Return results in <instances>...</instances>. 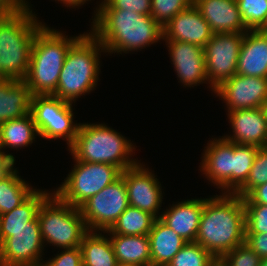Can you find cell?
I'll list each match as a JSON object with an SVG mask.
<instances>
[{
	"label": "cell",
	"mask_w": 267,
	"mask_h": 266,
	"mask_svg": "<svg viewBox=\"0 0 267 266\" xmlns=\"http://www.w3.org/2000/svg\"><path fill=\"white\" fill-rule=\"evenodd\" d=\"M93 16L90 32L110 55L134 53L163 41V27L151 16L121 9H96Z\"/></svg>",
	"instance_id": "6da1fadb"
},
{
	"label": "cell",
	"mask_w": 267,
	"mask_h": 266,
	"mask_svg": "<svg viewBox=\"0 0 267 266\" xmlns=\"http://www.w3.org/2000/svg\"><path fill=\"white\" fill-rule=\"evenodd\" d=\"M245 207L243 198L230 193L205 198L195 242L217 260L244 243Z\"/></svg>",
	"instance_id": "7a4b0ae2"
},
{
	"label": "cell",
	"mask_w": 267,
	"mask_h": 266,
	"mask_svg": "<svg viewBox=\"0 0 267 266\" xmlns=\"http://www.w3.org/2000/svg\"><path fill=\"white\" fill-rule=\"evenodd\" d=\"M106 51L91 33L84 32L69 48L54 96L75 103L78 98L90 94L97 87L101 53Z\"/></svg>",
	"instance_id": "3957f363"
},
{
	"label": "cell",
	"mask_w": 267,
	"mask_h": 266,
	"mask_svg": "<svg viewBox=\"0 0 267 266\" xmlns=\"http://www.w3.org/2000/svg\"><path fill=\"white\" fill-rule=\"evenodd\" d=\"M36 15L31 8L0 13V79L26 78L34 38L45 24Z\"/></svg>",
	"instance_id": "277c9868"
},
{
	"label": "cell",
	"mask_w": 267,
	"mask_h": 266,
	"mask_svg": "<svg viewBox=\"0 0 267 266\" xmlns=\"http://www.w3.org/2000/svg\"><path fill=\"white\" fill-rule=\"evenodd\" d=\"M64 35L43 25L34 38L28 73L24 79L33 95H53L70 46L81 36Z\"/></svg>",
	"instance_id": "5b68a950"
},
{
	"label": "cell",
	"mask_w": 267,
	"mask_h": 266,
	"mask_svg": "<svg viewBox=\"0 0 267 266\" xmlns=\"http://www.w3.org/2000/svg\"><path fill=\"white\" fill-rule=\"evenodd\" d=\"M133 144L105 123L83 122L68 151L77 161L112 164L123 172L139 162L132 157L136 150Z\"/></svg>",
	"instance_id": "8992f818"
},
{
	"label": "cell",
	"mask_w": 267,
	"mask_h": 266,
	"mask_svg": "<svg viewBox=\"0 0 267 266\" xmlns=\"http://www.w3.org/2000/svg\"><path fill=\"white\" fill-rule=\"evenodd\" d=\"M37 219L45 246L59 250L79 247L89 232L80 208L63 202L54 192L42 202Z\"/></svg>",
	"instance_id": "52a82bcc"
},
{
	"label": "cell",
	"mask_w": 267,
	"mask_h": 266,
	"mask_svg": "<svg viewBox=\"0 0 267 266\" xmlns=\"http://www.w3.org/2000/svg\"><path fill=\"white\" fill-rule=\"evenodd\" d=\"M75 161L73 168L54 193L65 203L79 208L90 197L99 193L104 187L113 183L122 171L112 165L104 163H87Z\"/></svg>",
	"instance_id": "ba28073f"
},
{
	"label": "cell",
	"mask_w": 267,
	"mask_h": 266,
	"mask_svg": "<svg viewBox=\"0 0 267 266\" xmlns=\"http://www.w3.org/2000/svg\"><path fill=\"white\" fill-rule=\"evenodd\" d=\"M73 103L54 95H33L30 113L40 138L65 140L69 148L75 141L80 123H75Z\"/></svg>",
	"instance_id": "9c48e42d"
},
{
	"label": "cell",
	"mask_w": 267,
	"mask_h": 266,
	"mask_svg": "<svg viewBox=\"0 0 267 266\" xmlns=\"http://www.w3.org/2000/svg\"><path fill=\"white\" fill-rule=\"evenodd\" d=\"M129 206L125 181L120 176L79 208L89 231L109 230Z\"/></svg>",
	"instance_id": "30bf717a"
},
{
	"label": "cell",
	"mask_w": 267,
	"mask_h": 266,
	"mask_svg": "<svg viewBox=\"0 0 267 266\" xmlns=\"http://www.w3.org/2000/svg\"><path fill=\"white\" fill-rule=\"evenodd\" d=\"M243 38L244 33L213 34L204 46L208 85L213 93L236 74Z\"/></svg>",
	"instance_id": "8fae6325"
},
{
	"label": "cell",
	"mask_w": 267,
	"mask_h": 266,
	"mask_svg": "<svg viewBox=\"0 0 267 266\" xmlns=\"http://www.w3.org/2000/svg\"><path fill=\"white\" fill-rule=\"evenodd\" d=\"M1 266H32L42 264L45 244L40 227L0 230Z\"/></svg>",
	"instance_id": "7c38bea8"
},
{
	"label": "cell",
	"mask_w": 267,
	"mask_h": 266,
	"mask_svg": "<svg viewBox=\"0 0 267 266\" xmlns=\"http://www.w3.org/2000/svg\"><path fill=\"white\" fill-rule=\"evenodd\" d=\"M121 176L125 181L129 205L160 218L164 194L153 171L139 160L135 166L125 169Z\"/></svg>",
	"instance_id": "4fadbf2b"
},
{
	"label": "cell",
	"mask_w": 267,
	"mask_h": 266,
	"mask_svg": "<svg viewBox=\"0 0 267 266\" xmlns=\"http://www.w3.org/2000/svg\"><path fill=\"white\" fill-rule=\"evenodd\" d=\"M228 111L264 107L267 101V78L235 74L214 90Z\"/></svg>",
	"instance_id": "5bb4252c"
},
{
	"label": "cell",
	"mask_w": 267,
	"mask_h": 266,
	"mask_svg": "<svg viewBox=\"0 0 267 266\" xmlns=\"http://www.w3.org/2000/svg\"><path fill=\"white\" fill-rule=\"evenodd\" d=\"M220 137L204 147L199 170L221 193L233 194V142Z\"/></svg>",
	"instance_id": "9a60e30c"
},
{
	"label": "cell",
	"mask_w": 267,
	"mask_h": 266,
	"mask_svg": "<svg viewBox=\"0 0 267 266\" xmlns=\"http://www.w3.org/2000/svg\"><path fill=\"white\" fill-rule=\"evenodd\" d=\"M177 78L184 87L208 84L204 48L187 42L164 40Z\"/></svg>",
	"instance_id": "2e32d148"
},
{
	"label": "cell",
	"mask_w": 267,
	"mask_h": 266,
	"mask_svg": "<svg viewBox=\"0 0 267 266\" xmlns=\"http://www.w3.org/2000/svg\"><path fill=\"white\" fill-rule=\"evenodd\" d=\"M233 134L223 135L226 140L259 148L267 144V115L264 107L228 111Z\"/></svg>",
	"instance_id": "e0dca14e"
},
{
	"label": "cell",
	"mask_w": 267,
	"mask_h": 266,
	"mask_svg": "<svg viewBox=\"0 0 267 266\" xmlns=\"http://www.w3.org/2000/svg\"><path fill=\"white\" fill-rule=\"evenodd\" d=\"M212 35L213 31L194 4L178 13L163 27V40L182 41L203 48Z\"/></svg>",
	"instance_id": "ac0fdd59"
},
{
	"label": "cell",
	"mask_w": 267,
	"mask_h": 266,
	"mask_svg": "<svg viewBox=\"0 0 267 266\" xmlns=\"http://www.w3.org/2000/svg\"><path fill=\"white\" fill-rule=\"evenodd\" d=\"M213 34L246 33L236 0H193Z\"/></svg>",
	"instance_id": "d6986e66"
},
{
	"label": "cell",
	"mask_w": 267,
	"mask_h": 266,
	"mask_svg": "<svg viewBox=\"0 0 267 266\" xmlns=\"http://www.w3.org/2000/svg\"><path fill=\"white\" fill-rule=\"evenodd\" d=\"M205 198H191L166 207L160 220L187 242H195Z\"/></svg>",
	"instance_id": "ffe728a7"
},
{
	"label": "cell",
	"mask_w": 267,
	"mask_h": 266,
	"mask_svg": "<svg viewBox=\"0 0 267 266\" xmlns=\"http://www.w3.org/2000/svg\"><path fill=\"white\" fill-rule=\"evenodd\" d=\"M236 74L267 78V32L248 30L237 62Z\"/></svg>",
	"instance_id": "44dd1931"
},
{
	"label": "cell",
	"mask_w": 267,
	"mask_h": 266,
	"mask_svg": "<svg viewBox=\"0 0 267 266\" xmlns=\"http://www.w3.org/2000/svg\"><path fill=\"white\" fill-rule=\"evenodd\" d=\"M31 98L24 80L0 79V124L30 113Z\"/></svg>",
	"instance_id": "7402d4cb"
},
{
	"label": "cell",
	"mask_w": 267,
	"mask_h": 266,
	"mask_svg": "<svg viewBox=\"0 0 267 266\" xmlns=\"http://www.w3.org/2000/svg\"><path fill=\"white\" fill-rule=\"evenodd\" d=\"M148 238L151 266H167L187 243L159 218L153 222Z\"/></svg>",
	"instance_id": "603a6c76"
},
{
	"label": "cell",
	"mask_w": 267,
	"mask_h": 266,
	"mask_svg": "<svg viewBox=\"0 0 267 266\" xmlns=\"http://www.w3.org/2000/svg\"><path fill=\"white\" fill-rule=\"evenodd\" d=\"M37 136L39 134L31 113L0 124V143L4 157L11 164H16V159L12 153L9 154L4 151L7 148L19 150L31 146Z\"/></svg>",
	"instance_id": "cb8c5ba5"
},
{
	"label": "cell",
	"mask_w": 267,
	"mask_h": 266,
	"mask_svg": "<svg viewBox=\"0 0 267 266\" xmlns=\"http://www.w3.org/2000/svg\"><path fill=\"white\" fill-rule=\"evenodd\" d=\"M119 266H151L146 235H108Z\"/></svg>",
	"instance_id": "d4e9b609"
},
{
	"label": "cell",
	"mask_w": 267,
	"mask_h": 266,
	"mask_svg": "<svg viewBox=\"0 0 267 266\" xmlns=\"http://www.w3.org/2000/svg\"><path fill=\"white\" fill-rule=\"evenodd\" d=\"M14 166H4L0 171V215L22 204L36 190Z\"/></svg>",
	"instance_id": "484cf974"
},
{
	"label": "cell",
	"mask_w": 267,
	"mask_h": 266,
	"mask_svg": "<svg viewBox=\"0 0 267 266\" xmlns=\"http://www.w3.org/2000/svg\"><path fill=\"white\" fill-rule=\"evenodd\" d=\"M52 192L36 189L22 204L0 215V230L40 227L37 219L39 208Z\"/></svg>",
	"instance_id": "4316f807"
},
{
	"label": "cell",
	"mask_w": 267,
	"mask_h": 266,
	"mask_svg": "<svg viewBox=\"0 0 267 266\" xmlns=\"http://www.w3.org/2000/svg\"><path fill=\"white\" fill-rule=\"evenodd\" d=\"M104 234L102 231H89L84 236L79 246L83 266H119L111 241Z\"/></svg>",
	"instance_id": "83f0119b"
},
{
	"label": "cell",
	"mask_w": 267,
	"mask_h": 266,
	"mask_svg": "<svg viewBox=\"0 0 267 266\" xmlns=\"http://www.w3.org/2000/svg\"><path fill=\"white\" fill-rule=\"evenodd\" d=\"M155 219L150 213L129 205L113 226L104 233L108 235L148 236Z\"/></svg>",
	"instance_id": "f1b7e54d"
},
{
	"label": "cell",
	"mask_w": 267,
	"mask_h": 266,
	"mask_svg": "<svg viewBox=\"0 0 267 266\" xmlns=\"http://www.w3.org/2000/svg\"><path fill=\"white\" fill-rule=\"evenodd\" d=\"M259 147L233 143V194L246 182Z\"/></svg>",
	"instance_id": "f546056e"
},
{
	"label": "cell",
	"mask_w": 267,
	"mask_h": 266,
	"mask_svg": "<svg viewBox=\"0 0 267 266\" xmlns=\"http://www.w3.org/2000/svg\"><path fill=\"white\" fill-rule=\"evenodd\" d=\"M218 260L196 242H187L167 266H215Z\"/></svg>",
	"instance_id": "4dcf8cb0"
},
{
	"label": "cell",
	"mask_w": 267,
	"mask_h": 266,
	"mask_svg": "<svg viewBox=\"0 0 267 266\" xmlns=\"http://www.w3.org/2000/svg\"><path fill=\"white\" fill-rule=\"evenodd\" d=\"M241 19L248 30L267 27V0H236Z\"/></svg>",
	"instance_id": "1f68e13d"
},
{
	"label": "cell",
	"mask_w": 267,
	"mask_h": 266,
	"mask_svg": "<svg viewBox=\"0 0 267 266\" xmlns=\"http://www.w3.org/2000/svg\"><path fill=\"white\" fill-rule=\"evenodd\" d=\"M267 182V147L257 150L256 157L252 164L246 182L234 193L240 197H245L253 188Z\"/></svg>",
	"instance_id": "d6a6232c"
},
{
	"label": "cell",
	"mask_w": 267,
	"mask_h": 266,
	"mask_svg": "<svg viewBox=\"0 0 267 266\" xmlns=\"http://www.w3.org/2000/svg\"><path fill=\"white\" fill-rule=\"evenodd\" d=\"M151 17L162 27L178 13L193 4V0H151Z\"/></svg>",
	"instance_id": "836d02e7"
},
{
	"label": "cell",
	"mask_w": 267,
	"mask_h": 266,
	"mask_svg": "<svg viewBox=\"0 0 267 266\" xmlns=\"http://www.w3.org/2000/svg\"><path fill=\"white\" fill-rule=\"evenodd\" d=\"M245 207V234L267 233V205L243 202Z\"/></svg>",
	"instance_id": "e575fe53"
},
{
	"label": "cell",
	"mask_w": 267,
	"mask_h": 266,
	"mask_svg": "<svg viewBox=\"0 0 267 266\" xmlns=\"http://www.w3.org/2000/svg\"><path fill=\"white\" fill-rule=\"evenodd\" d=\"M261 257L244 243L232 251L224 253L219 259L220 266H260Z\"/></svg>",
	"instance_id": "d590c367"
},
{
	"label": "cell",
	"mask_w": 267,
	"mask_h": 266,
	"mask_svg": "<svg viewBox=\"0 0 267 266\" xmlns=\"http://www.w3.org/2000/svg\"><path fill=\"white\" fill-rule=\"evenodd\" d=\"M96 9H121L151 16V0H101Z\"/></svg>",
	"instance_id": "8d00e7d4"
},
{
	"label": "cell",
	"mask_w": 267,
	"mask_h": 266,
	"mask_svg": "<svg viewBox=\"0 0 267 266\" xmlns=\"http://www.w3.org/2000/svg\"><path fill=\"white\" fill-rule=\"evenodd\" d=\"M44 266H83L80 247L73 249H62L55 257L43 260Z\"/></svg>",
	"instance_id": "74e56055"
},
{
	"label": "cell",
	"mask_w": 267,
	"mask_h": 266,
	"mask_svg": "<svg viewBox=\"0 0 267 266\" xmlns=\"http://www.w3.org/2000/svg\"><path fill=\"white\" fill-rule=\"evenodd\" d=\"M244 244L261 258L267 257V233L245 234Z\"/></svg>",
	"instance_id": "f35d334b"
},
{
	"label": "cell",
	"mask_w": 267,
	"mask_h": 266,
	"mask_svg": "<svg viewBox=\"0 0 267 266\" xmlns=\"http://www.w3.org/2000/svg\"><path fill=\"white\" fill-rule=\"evenodd\" d=\"M243 202L267 205V182L253 188L245 197Z\"/></svg>",
	"instance_id": "ab89813d"
},
{
	"label": "cell",
	"mask_w": 267,
	"mask_h": 266,
	"mask_svg": "<svg viewBox=\"0 0 267 266\" xmlns=\"http://www.w3.org/2000/svg\"><path fill=\"white\" fill-rule=\"evenodd\" d=\"M31 7L27 0H0V13H17Z\"/></svg>",
	"instance_id": "60d3db41"
},
{
	"label": "cell",
	"mask_w": 267,
	"mask_h": 266,
	"mask_svg": "<svg viewBox=\"0 0 267 266\" xmlns=\"http://www.w3.org/2000/svg\"><path fill=\"white\" fill-rule=\"evenodd\" d=\"M55 1L62 3L67 8L71 6L70 8L74 9V8L78 7V9H79V7L84 5L89 0H55Z\"/></svg>",
	"instance_id": "b9f144b4"
},
{
	"label": "cell",
	"mask_w": 267,
	"mask_h": 266,
	"mask_svg": "<svg viewBox=\"0 0 267 266\" xmlns=\"http://www.w3.org/2000/svg\"><path fill=\"white\" fill-rule=\"evenodd\" d=\"M0 162L4 165V166H8L11 163L4 157L3 152H2V148H1V143H0Z\"/></svg>",
	"instance_id": "7bdbcfd3"
},
{
	"label": "cell",
	"mask_w": 267,
	"mask_h": 266,
	"mask_svg": "<svg viewBox=\"0 0 267 266\" xmlns=\"http://www.w3.org/2000/svg\"><path fill=\"white\" fill-rule=\"evenodd\" d=\"M260 266H267V257L261 259Z\"/></svg>",
	"instance_id": "ee69618b"
},
{
	"label": "cell",
	"mask_w": 267,
	"mask_h": 266,
	"mask_svg": "<svg viewBox=\"0 0 267 266\" xmlns=\"http://www.w3.org/2000/svg\"><path fill=\"white\" fill-rule=\"evenodd\" d=\"M264 109H265V111H266V115H267V101H266V103L264 104Z\"/></svg>",
	"instance_id": "f6af8a7d"
},
{
	"label": "cell",
	"mask_w": 267,
	"mask_h": 266,
	"mask_svg": "<svg viewBox=\"0 0 267 266\" xmlns=\"http://www.w3.org/2000/svg\"><path fill=\"white\" fill-rule=\"evenodd\" d=\"M2 239H1V233H0V250H1V247H2Z\"/></svg>",
	"instance_id": "bcb514c9"
},
{
	"label": "cell",
	"mask_w": 267,
	"mask_h": 266,
	"mask_svg": "<svg viewBox=\"0 0 267 266\" xmlns=\"http://www.w3.org/2000/svg\"><path fill=\"white\" fill-rule=\"evenodd\" d=\"M3 167L4 165L0 162V171L2 170Z\"/></svg>",
	"instance_id": "7dc6e473"
},
{
	"label": "cell",
	"mask_w": 267,
	"mask_h": 266,
	"mask_svg": "<svg viewBox=\"0 0 267 266\" xmlns=\"http://www.w3.org/2000/svg\"><path fill=\"white\" fill-rule=\"evenodd\" d=\"M32 266H44L43 264H38V265H32Z\"/></svg>",
	"instance_id": "c3c4849f"
}]
</instances>
